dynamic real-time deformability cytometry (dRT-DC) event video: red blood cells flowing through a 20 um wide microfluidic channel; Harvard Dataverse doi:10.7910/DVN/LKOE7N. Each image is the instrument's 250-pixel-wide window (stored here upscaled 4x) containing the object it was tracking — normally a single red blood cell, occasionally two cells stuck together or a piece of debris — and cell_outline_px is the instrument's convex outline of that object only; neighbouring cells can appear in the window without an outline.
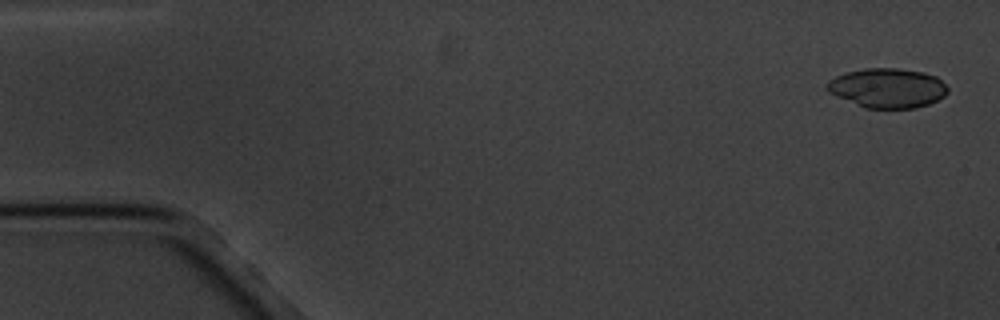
{"species": "common noctule bat (a hibernating species)", "species_latin": "Nyctalus noctula", "temperature_condition": "cold", "stored_images_in_passage": 5, "camera_frame_rate_fps": 3000, "um_per_image_px": 0.085, "animal": {"sex": "male", "body_mass_g": 20.1, "forearm_length_mm": 53.5}, "frame": {"image": 1, "passage_image": 1, "time_ms": 0.0, "image_size_px": [1000, 320], "cell_outline_px": [[948, 92], [944, 96], [928, 104], [916, 108], [864, 108], [836, 96], [828, 92], [828, 80], [844, 72], [864, 68], [896, 68], [924, 72], [936, 76], [948, 88]], "centroid_in_image_um": [75.43, 7.48], "position_along_channel_um": 9.6, "area_um2": 27.8}}